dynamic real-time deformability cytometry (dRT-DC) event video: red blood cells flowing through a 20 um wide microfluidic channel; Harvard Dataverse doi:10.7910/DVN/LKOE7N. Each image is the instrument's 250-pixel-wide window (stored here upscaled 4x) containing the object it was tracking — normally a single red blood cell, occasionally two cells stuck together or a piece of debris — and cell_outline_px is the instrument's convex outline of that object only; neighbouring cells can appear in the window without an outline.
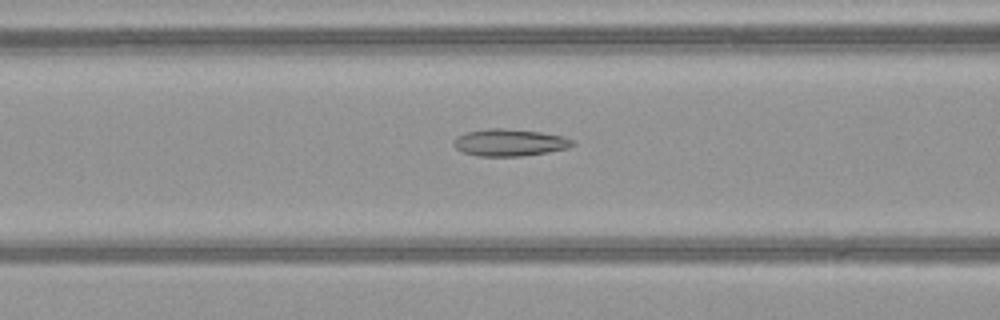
{"species": "common noctule bat (a hibernating species)", "species_latin": "Nyctalus noctula", "temperature_condition": "warm", "stored_images_in_passage": 51, "camera_frame_rate_fps": 3000, "um_per_image_px": 0.085, "animal": {"sex": "female", "body_mass_g": 21.9}, "frame": {"image": 1, "passage_image": 22, "time_ms": 7.0, "image_size_px": [1000, 320], "cell_outline_px": [[576, 144], [568, 148], [548, 152], [520, 156], [476, 156], [464, 152], [456, 148], [452, 144], [456, 136], [468, 132], [488, 128], [500, 128], [540, 132], [564, 136], [572, 140]], "centroid_in_image_um": [43.31, 12.12], "position_along_channel_um": 123.3, "area_um2": 18.67}}
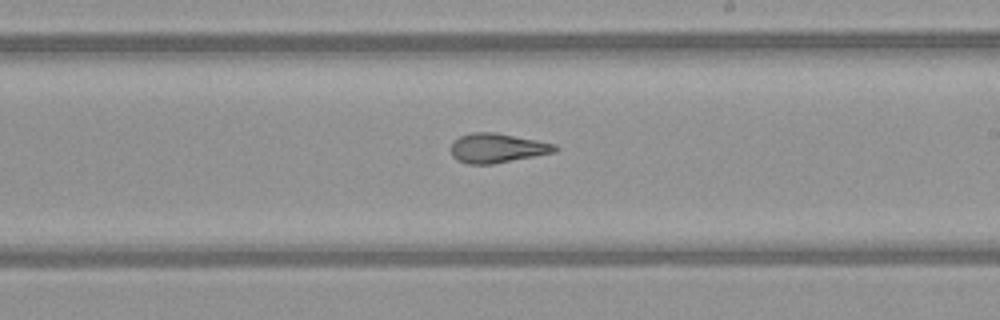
{"frame": {"image": 2, "passage_image": 31, "time_ms": 10.0, "image_size_px": [1000, 320], "cell_outline_px": [[560, 148], [556, 152], [492, 164], [468, 164], [456, 160], [452, 156], [452, 140], [460, 136], [472, 132], [496, 132], [556, 144]], "centroid_in_image_um": [42.26, 12.58], "position_along_channel_um": 246.7, "area_um2": 17.92}}
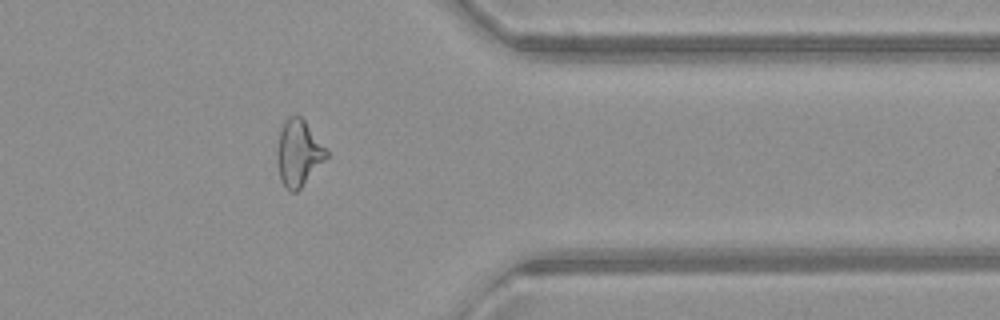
{"frame": {"image": 3, "passage_image": 42, "time_ms": 13.667, "image_size_px": [1000, 320], "cell_outline_px": [[328, 156], [300, 188], [296, 192], [288, 192], [280, 176], [276, 160], [276, 152], [280, 132], [284, 120], [288, 116], [300, 116], [304, 120], [328, 148]], "centroid_in_image_um": [25.37, 12.99], "position_along_channel_um": 386.0, "area_um2": 19.02}, "authors_computed_cell_mechanics": {"area_um2": 19.9988, "velocity_mm_per_s": 4.1163, "shape_relaxation_time_tau1_ms": null, "shape_relaxation_time_tau2_ms": 2.5251, "deformation_change_tau1": null, "deformation_change_tau2": 0.1253}}